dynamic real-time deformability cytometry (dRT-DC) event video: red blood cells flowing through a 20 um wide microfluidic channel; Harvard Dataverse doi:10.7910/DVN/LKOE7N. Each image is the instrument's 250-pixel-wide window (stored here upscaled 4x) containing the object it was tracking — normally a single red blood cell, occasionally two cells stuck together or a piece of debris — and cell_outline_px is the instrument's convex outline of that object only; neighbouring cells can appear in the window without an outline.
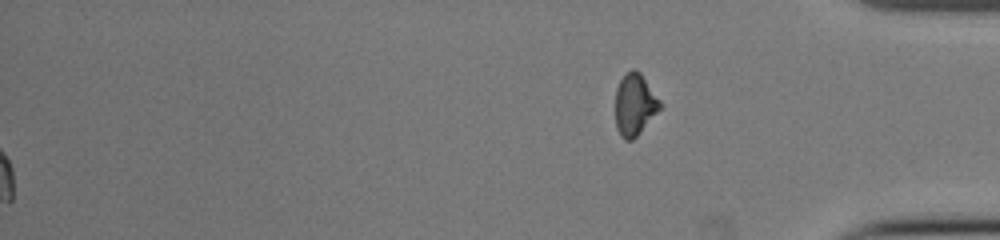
{"species": "common noctule bat (a hibernating species)", "species_latin": "Nyctalus noctula", "temperature_condition": "cold", "stored_images_in_passage": 44, "segment_of_instrument_passage": [2, 2], "camera_frame_rate_fps": 3000, "um_per_image_px": 0.085, "animal": {"sex": "female", "body_mass_g": 22.0, "forearm_length_mm": 56.7}, "frame": {"image": 1, "passage_image": 44, "time_ms": 14.333, "image_size_px": [1000, 240], "cell_outline_px": [[664, 104], [636, 136], [632, 140], [624, 140], [620, 136], [616, 128], [616, 88], [624, 72], [632, 68], [636, 68], [640, 72]], "centroid_in_image_um": [53.95, 8.85], "position_along_channel_um": 381.2, "area_um2": 16.24}}